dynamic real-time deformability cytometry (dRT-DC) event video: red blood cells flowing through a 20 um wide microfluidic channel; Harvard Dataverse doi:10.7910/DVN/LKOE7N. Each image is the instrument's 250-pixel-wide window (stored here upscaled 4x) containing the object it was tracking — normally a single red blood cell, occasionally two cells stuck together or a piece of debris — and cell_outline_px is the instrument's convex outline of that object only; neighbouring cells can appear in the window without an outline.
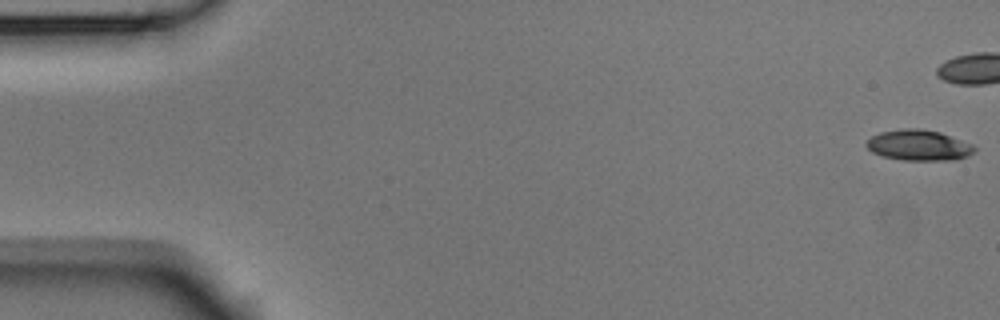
{"species": "Egyptian fruit bat (a non-hibernating species)", "species_latin": "Rousettus aegyptiacus", "temperature_condition": "room temperature", "stored_images_in_passage": 6, "camera_frame_rate_fps": 3000, "um_per_image_px": 0.085, "animal": {"sex": "male"}, "frame": {"image": 1, "passage_image": 1, "time_ms": 0.0, "image_size_px": [1000, 320], "cell_outline_px": [[976, 148], [968, 156], [956, 160], [904, 160], [884, 156], [872, 152], [864, 144], [872, 136], [880, 132], [900, 128], [920, 128], [940, 132], [972, 144]], "centroid_in_image_um": [78.08, 12.34], "position_along_channel_um": 6.9, "area_um2": 19.31}}